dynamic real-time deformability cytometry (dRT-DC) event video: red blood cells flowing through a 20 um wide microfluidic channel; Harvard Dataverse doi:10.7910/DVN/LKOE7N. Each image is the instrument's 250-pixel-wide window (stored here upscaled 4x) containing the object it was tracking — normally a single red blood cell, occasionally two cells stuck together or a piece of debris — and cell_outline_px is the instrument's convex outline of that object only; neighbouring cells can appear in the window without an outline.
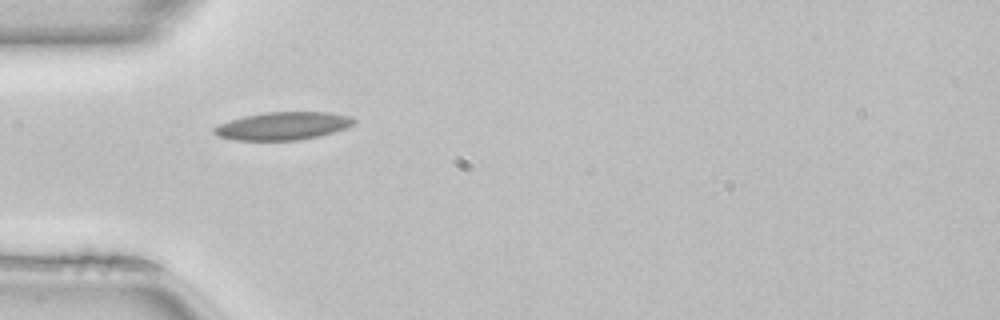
{"species": "common noctule bat (a hibernating species)", "species_latin": "Nyctalus noctula", "temperature_condition": "room temperature", "stored_images_in_passage": 36, "camera_frame_rate_fps": 3000, "um_per_image_px": 0.085, "animal": {"sex": "female", "body_mass_g": 22.7, "forearm_length_mm": 54.2}, "frame": {"image": 1, "passage_image": 1, "time_ms": 0.0, "image_size_px": [1000, 320], "cell_outline_px": [[356, 124], [348, 128], [320, 136], [296, 140], [236, 140], [220, 136], [212, 132], [212, 128], [220, 124], [244, 116], [264, 112], [328, 112], [352, 116], [356, 120]], "centroid_in_image_um": [24.12, 10.7], "position_along_channel_um": 60.9, "area_um2": 22.77}}